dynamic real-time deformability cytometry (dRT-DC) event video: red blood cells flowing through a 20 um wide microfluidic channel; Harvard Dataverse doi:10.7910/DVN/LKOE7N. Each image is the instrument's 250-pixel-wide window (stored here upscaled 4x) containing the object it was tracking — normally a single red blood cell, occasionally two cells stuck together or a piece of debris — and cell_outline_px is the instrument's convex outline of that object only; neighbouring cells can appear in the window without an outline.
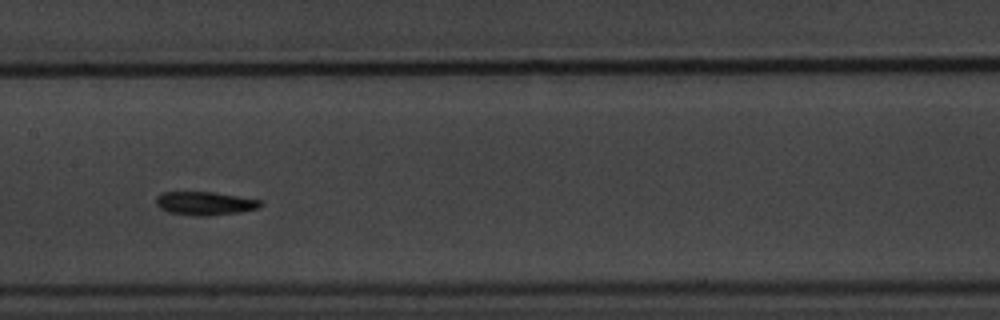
{"species": "common noctule bat (a hibernating species)", "species_latin": "Nyctalus noctula", "temperature_condition": "warm", "stored_images_in_passage": 13, "camera_frame_rate_fps": 3000, "um_per_image_px": 0.085, "animal": {"sex": "male", "body_mass_g": 20.1, "forearm_length_mm": 53.5}, "frame": {"image": 1, "passage_image": 6, "time_ms": 6.0, "image_size_px": [1000, 320], "cell_outline_px": [[264, 204], [260, 208], [240, 212], [208, 216], [196, 216], [168, 212], [160, 208], [156, 204], [156, 196], [160, 192], [212, 192], [264, 200]], "centroid_in_image_um": [17.46, 17.28], "position_along_channel_um": 189.9, "area_um2": 14.51}}
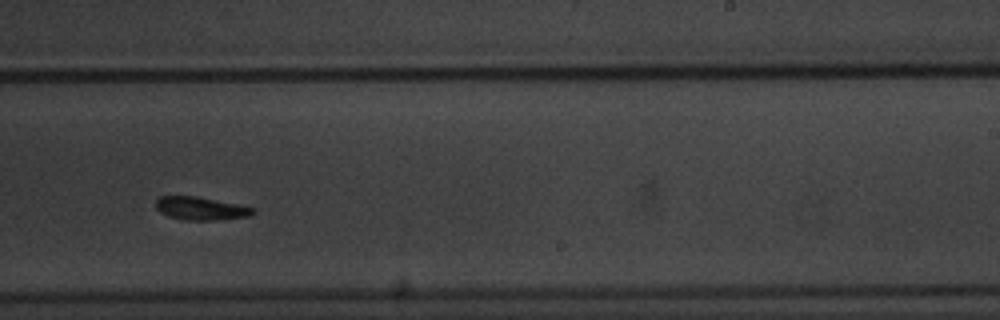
{"frame": {"image": 2, "passage_image": 8, "time_ms": 8.333, "image_size_px": [1000, 320], "cell_outline_px": [[256, 212], [248, 216], [216, 220], [184, 220], [168, 216], [160, 212], [156, 208], [156, 200], [160, 196], [196, 196], [256, 208]], "centroid_in_image_um": [17.05, 17.72], "position_along_channel_um": 271.9, "area_um2": 13.01}}
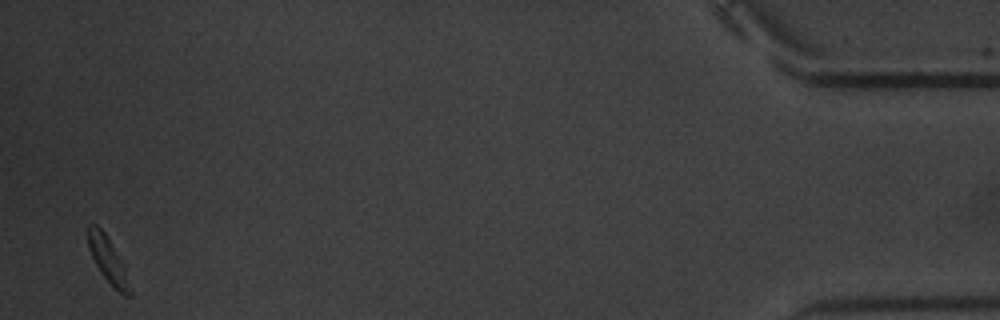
{"frame": {"image": 3, "passage_image": 13, "time_ms": 15.0, "image_size_px": [1000, 320], "cell_outline_px": [[132, 296], [124, 296], [100, 272], [88, 248], [88, 224], [96, 224], [104, 232], [124, 268], [132, 292]], "centroid_in_image_um": [9.15, 22.09], "position_along_channel_um": 426.1, "area_um2": 10.46}, "authors_computed_cell_mechanics": {"area_um2": 13.583, "velocity_mm_per_s": 3.5333, "shape_relaxation_time_tau1_ms": 6.6397, "shape_relaxation_time_tau2_ms": 3.385, "deformation_change_tau1": 0.1526, "deformation_change_tau2": 0.0726}}